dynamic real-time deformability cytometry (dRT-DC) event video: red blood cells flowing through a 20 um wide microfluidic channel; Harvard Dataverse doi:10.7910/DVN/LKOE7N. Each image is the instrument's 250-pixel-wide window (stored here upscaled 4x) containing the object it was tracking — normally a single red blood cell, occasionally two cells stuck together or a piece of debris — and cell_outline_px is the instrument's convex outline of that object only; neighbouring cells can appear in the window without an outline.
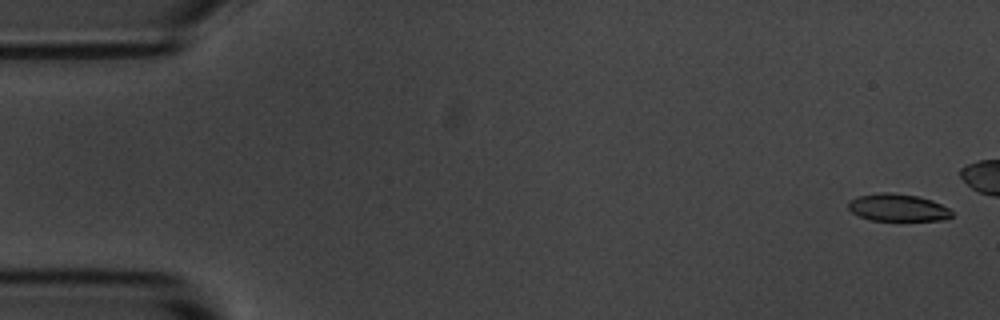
{"species": "common noctule bat (a hibernating species)", "species_latin": "Nyctalus noctula", "temperature_condition": "room temperature", "stored_images_in_passage": 45, "camera_frame_rate_fps": 3000, "um_per_image_px": 0.085, "animal": {"sex": "male", "body_mass_g": 20.1, "forearm_length_mm": 53.5}, "frame": {"image": 1, "passage_image": 2, "time_ms": 0.333, "image_size_px": [1000, 320], "cell_outline_px": [[952, 216], [940, 220], [872, 220], [860, 216], [852, 212], [848, 208], [848, 204], [852, 200], [860, 196], [880, 192], [892, 192], [916, 196], [932, 200], [948, 208], [952, 212]], "centroid_in_image_um": [76.31, 17.64], "position_along_channel_um": 8.7, "area_um2": 16.18}}
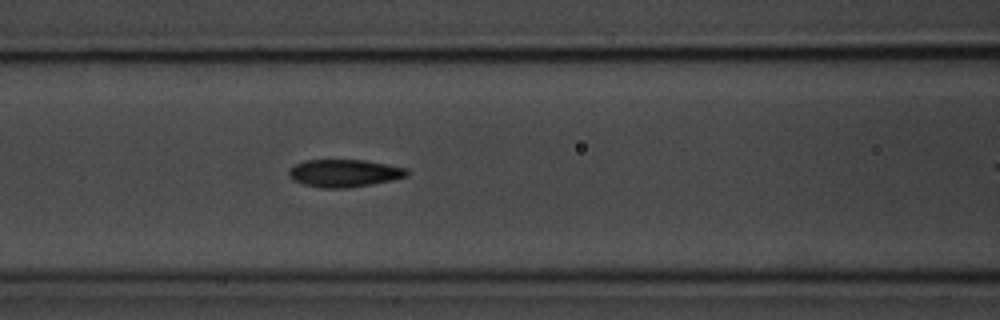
{"frame": {"image": 2, "passage_image": 23, "time_ms": 7.333, "image_size_px": [1000, 320], "cell_outline_px": [[408, 176], [392, 180], [372, 184], [348, 188], [320, 188], [304, 184], [292, 180], [288, 176], [288, 172], [296, 164], [304, 160], [364, 160], [388, 164], [408, 168]], "centroid_in_image_um": [29.28, 14.72], "position_along_channel_um": 137.3, "area_um2": 19.07}}
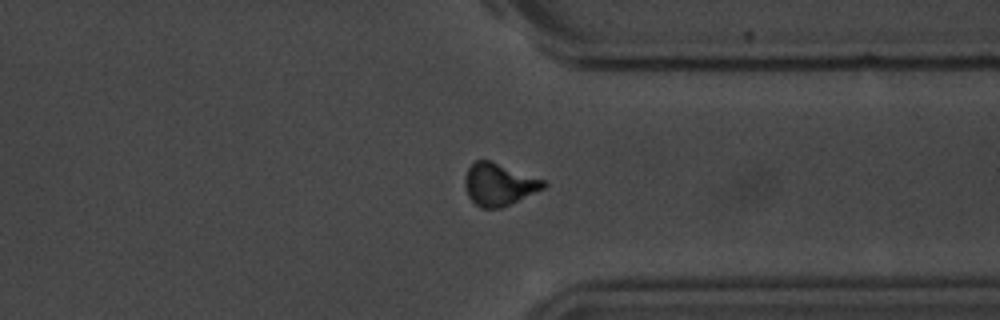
{"frame": {"image": 3, "passage_image": 42, "time_ms": 13.667, "image_size_px": [1000, 320], "cell_outline_px": [[548, 184], [544, 188], [500, 208], [480, 208], [468, 196], [464, 184], [464, 180], [468, 168], [476, 160], [488, 160], [544, 180]], "centroid_in_image_um": [42.38, 15.68], "position_along_channel_um": 369.0, "area_um2": 18.96}}